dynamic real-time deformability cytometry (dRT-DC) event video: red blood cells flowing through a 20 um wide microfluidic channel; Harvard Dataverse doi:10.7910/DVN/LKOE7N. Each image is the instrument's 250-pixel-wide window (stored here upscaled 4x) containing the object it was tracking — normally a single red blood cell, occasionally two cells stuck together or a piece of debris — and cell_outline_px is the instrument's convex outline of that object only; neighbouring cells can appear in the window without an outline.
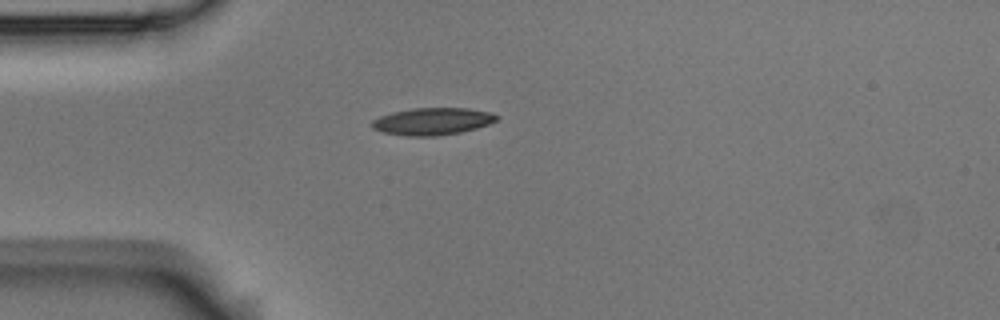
{"species": "Egyptian fruit bat (a non-hibernating species)", "species_latin": "Rousettus aegyptiacus", "temperature_condition": "room temperature", "stored_images_in_passage": 2, "camera_frame_rate_fps": 3000, "um_per_image_px": 0.085, "animal": {"sex": "male"}, "frame": {"image": 1, "passage_image": 1, "time_ms": 0.0, "image_size_px": [1000, 320], "cell_outline_px": [[500, 116], [496, 120], [488, 124], [476, 128], [460, 132], [436, 136], [408, 136], [384, 132], [372, 128], [372, 120], [380, 116], [392, 112], [412, 108], [468, 108], [488, 112]], "centroid_in_image_um": [36.75, 10.31], "position_along_channel_um": 48.3, "area_um2": 19.59}}